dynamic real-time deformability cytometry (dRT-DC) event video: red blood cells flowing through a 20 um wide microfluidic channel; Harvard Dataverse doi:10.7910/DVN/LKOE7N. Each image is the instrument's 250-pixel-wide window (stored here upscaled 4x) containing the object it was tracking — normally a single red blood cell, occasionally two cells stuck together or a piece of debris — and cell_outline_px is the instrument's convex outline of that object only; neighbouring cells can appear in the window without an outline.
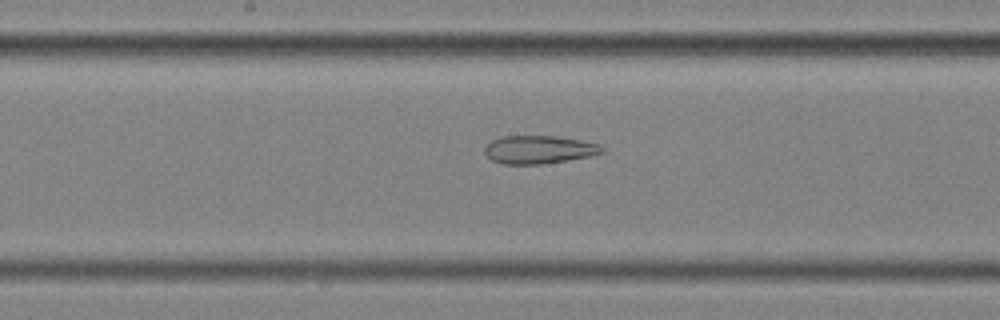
{"species": "common noctule bat (a hibernating species)", "species_latin": "Nyctalus noctula", "temperature_condition": "cold", "stored_images_in_passage": 41, "camera_frame_rate_fps": 3000, "um_per_image_px": 0.085, "animal": {"sex": "female", "body_mass_g": 25.1}, "frame": {"image": 1, "passage_image": 14, "time_ms": 4.333, "image_size_px": [1000, 320], "cell_outline_px": [[604, 152], [592, 156], [540, 164], [504, 164], [492, 160], [484, 152], [484, 148], [492, 140], [504, 136], [556, 136], [580, 140], [600, 144], [604, 148]], "centroid_in_image_um": [45.83, 12.71], "position_along_channel_um": 202.4, "area_um2": 19.13}}
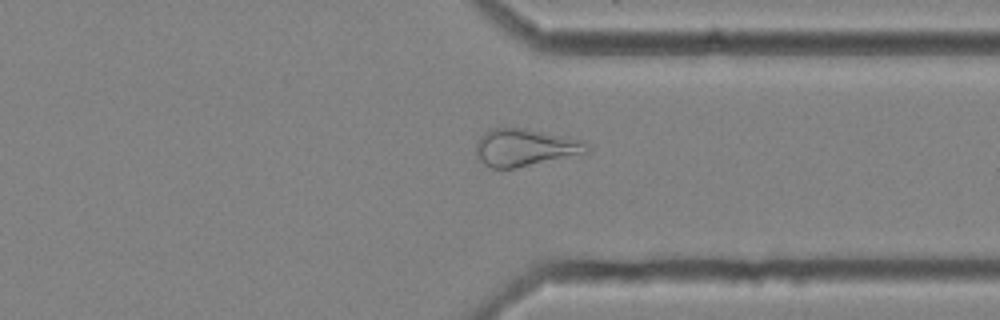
{"frame": {"image": 2, "passage_image": 28, "time_ms": 9.0, "image_size_px": [1000, 320], "cell_outline_px": [[592, 148], [588, 152], [516, 168], [492, 168], [484, 164], [476, 156], [476, 140], [488, 128], [524, 128], [568, 136], [580, 140], [588, 144]], "centroid_in_image_um": [44.6, 12.52], "position_along_channel_um": 366.8, "area_um2": 24.28}}
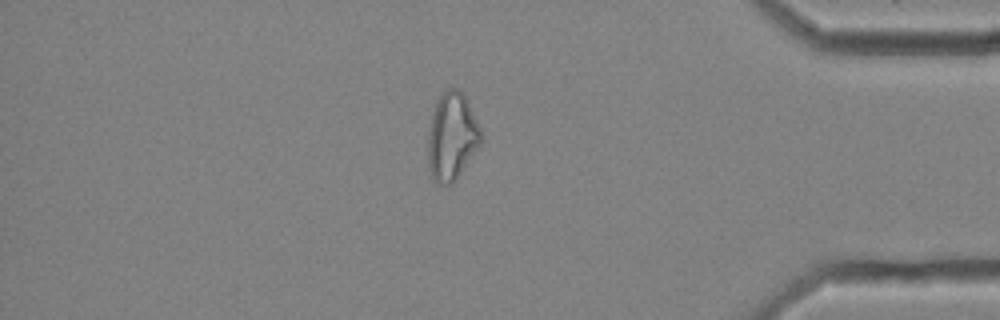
{"frame": {"image": 3, "passage_image": 33, "time_ms": 10.667, "image_size_px": [1000, 320], "cell_outline_px": [[484, 136], [480, 144], [456, 180], [452, 184], [440, 184], [432, 180], [428, 168], [428, 132], [432, 116], [436, 104], [440, 96], [448, 88], [456, 88], [468, 100]], "centroid_in_image_um": [38.42, 11.64], "position_along_channel_um": 396.8, "area_um2": 27.05}, "authors_computed_cell_mechanics": {"area_um2": 23.12, "velocity_mm_per_s": 3.5141, "shape_relaxation_time_tau1_ms": null, "shape_relaxation_time_tau2_ms": 3.5172, "deformation_change_tau1": null, "deformation_change_tau2": 0.1322}}